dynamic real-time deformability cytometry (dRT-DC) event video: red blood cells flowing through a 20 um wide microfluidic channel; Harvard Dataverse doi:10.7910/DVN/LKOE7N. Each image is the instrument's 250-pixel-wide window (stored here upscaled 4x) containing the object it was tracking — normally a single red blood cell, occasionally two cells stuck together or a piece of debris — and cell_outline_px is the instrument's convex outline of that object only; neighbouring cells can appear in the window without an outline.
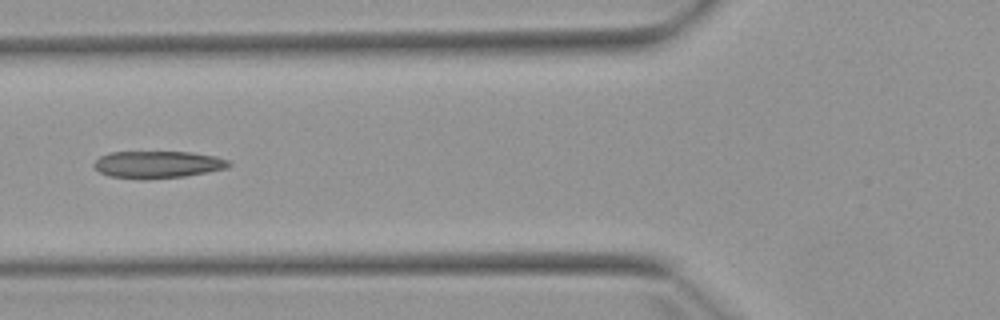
{"species": "Egyptian fruit bat (a non-hibernating species)", "species_latin": "Rousettus aegyptiacus", "temperature_condition": "warm", "stored_images_in_passage": 5, "camera_frame_rate_fps": 3000, "um_per_image_px": 0.085, "animal": {"sex": "female"}, "frame": {"image": 1, "passage_image": 5, "time_ms": 5.333, "image_size_px": [1000, 320], "cell_outline_px": [[232, 164], [228, 168], [184, 176], [144, 180], [108, 176], [100, 172], [92, 164], [100, 156], [108, 152], [192, 152], [216, 156], [228, 160]], "centroid_in_image_um": [13.39, 13.98], "position_along_channel_um": 112.4, "area_um2": 21.5}}